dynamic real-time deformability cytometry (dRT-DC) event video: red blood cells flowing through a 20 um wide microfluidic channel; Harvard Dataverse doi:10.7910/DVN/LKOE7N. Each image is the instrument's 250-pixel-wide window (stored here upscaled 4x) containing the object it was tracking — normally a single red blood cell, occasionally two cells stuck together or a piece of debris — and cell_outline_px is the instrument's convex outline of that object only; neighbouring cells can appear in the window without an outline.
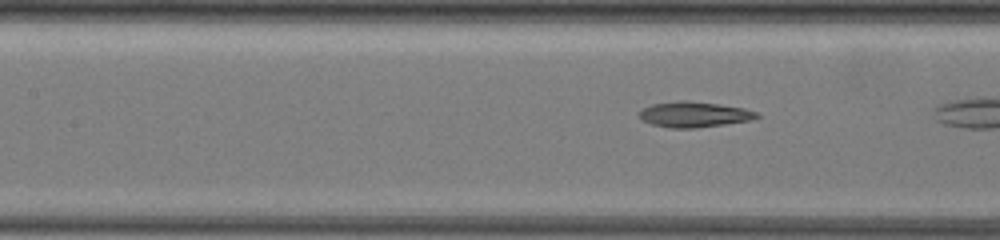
{"species": "common noctule bat (a hibernating species)", "species_latin": "Nyctalus noctula", "temperature_condition": "warm", "stored_images_in_passage": 8, "camera_frame_rate_fps": 3000, "um_per_image_px": 0.085, "animal": {"sex": "female", "body_mass_g": 19.5, "forearm_length_mm": 54.1}, "frame": {"image": 1, "passage_image": 7, "time_ms": 2.0, "image_size_px": [1000, 240], "cell_outline_px": [[760, 116], [752, 120], [696, 128], [668, 128], [652, 124], [640, 120], [636, 112], [652, 104], [676, 100], [688, 100], [720, 104], [744, 108], [756, 112]], "centroid_in_image_um": [58.94, 9.72], "position_along_channel_um": 148.5, "area_um2": 17.74}}